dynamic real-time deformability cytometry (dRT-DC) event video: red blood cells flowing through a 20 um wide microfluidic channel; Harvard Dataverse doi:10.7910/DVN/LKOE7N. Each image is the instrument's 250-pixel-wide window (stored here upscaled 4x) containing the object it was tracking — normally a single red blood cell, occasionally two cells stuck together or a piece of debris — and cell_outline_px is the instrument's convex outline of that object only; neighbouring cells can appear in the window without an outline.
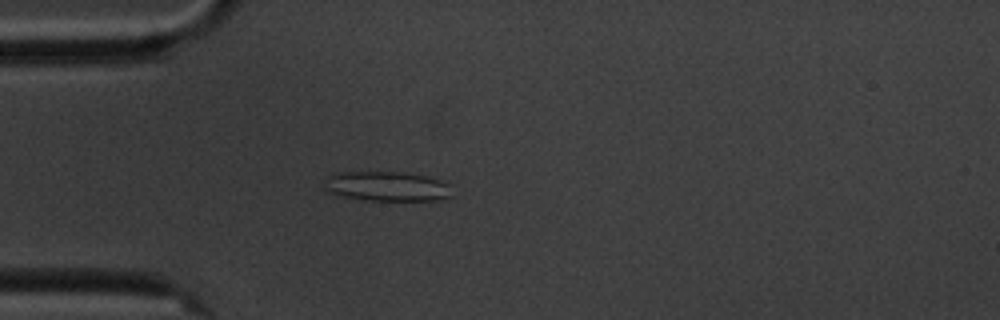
{"species": "common noctule bat (a hibernating species)", "species_latin": "Nyctalus noctula", "temperature_condition": "cold", "stored_images_in_passage": 5, "camera_frame_rate_fps": 3000, "um_per_image_px": 0.085, "animal": {"sex": "male", "body_mass_g": 20.1, "forearm_length_mm": 53.5}, "frame": {"image": 1, "passage_image": 5, "time_ms": 4.667, "image_size_px": [1000, 320], "cell_outline_px": [[452, 196], [440, 200], [368, 200], [344, 196], [328, 192], [324, 188], [328, 176], [336, 172], [400, 172], [428, 176], [448, 184]], "centroid_in_image_um": [32.89, 15.83], "position_along_channel_um": 52.1, "area_um2": 21.91}}